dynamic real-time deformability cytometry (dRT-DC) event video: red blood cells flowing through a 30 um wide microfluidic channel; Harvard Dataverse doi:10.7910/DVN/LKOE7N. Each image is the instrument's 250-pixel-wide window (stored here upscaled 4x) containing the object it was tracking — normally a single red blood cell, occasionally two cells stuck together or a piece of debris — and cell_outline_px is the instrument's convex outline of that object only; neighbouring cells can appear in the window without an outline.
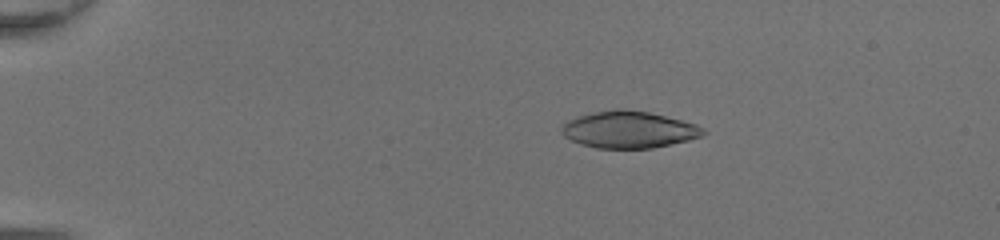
{"species": "common noctule bat (a hibernating species)", "species_latin": "Nyctalus noctula", "temperature_condition": "room temperature", "stored_images_in_passage": 49, "camera_frame_rate_fps": 3000, "um_per_image_px": 0.085, "animal": {"sex": "female", "body_mass_g": 20.0, "forearm_length_mm": 54.0}, "frame": {"image": 1, "passage_image": 11, "time_ms": 3.333, "image_size_px": [1000, 240], "cell_outline_px": [[708, 132], [700, 136], [688, 140], [652, 148], [596, 148], [580, 144], [564, 136], [560, 132], [560, 128], [568, 120], [592, 112], [616, 108], [624, 108], [648, 112], [696, 124], [704, 128]], "centroid_in_image_um": [53.43, 11.01], "position_along_channel_um": 31.6, "area_um2": 30.35}}